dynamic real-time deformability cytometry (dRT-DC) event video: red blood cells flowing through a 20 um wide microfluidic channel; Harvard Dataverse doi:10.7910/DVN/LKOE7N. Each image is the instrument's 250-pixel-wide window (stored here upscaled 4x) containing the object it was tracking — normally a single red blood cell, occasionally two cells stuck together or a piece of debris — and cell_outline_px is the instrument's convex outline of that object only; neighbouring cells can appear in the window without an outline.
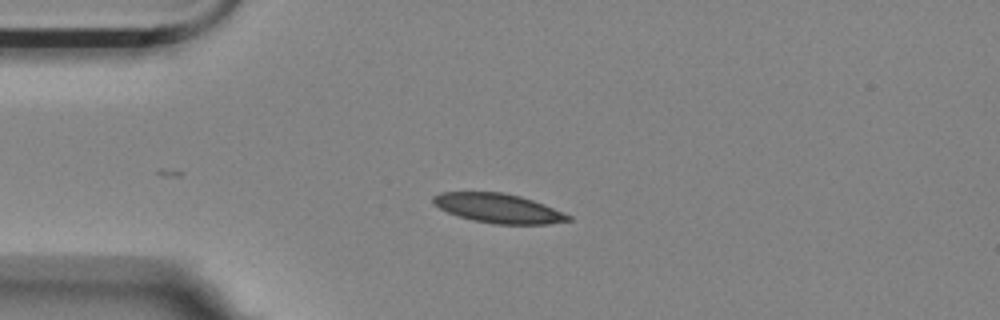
{"species": "Egyptian fruit bat (a non-hibernating species)", "species_latin": "Rousettus aegyptiacus", "temperature_condition": "room temperature", "stored_images_in_passage": 23, "camera_frame_rate_fps": 3000, "um_per_image_px": 0.085, "animal": {"sex": "female"}, "frame": {"image": 1, "passage_image": 1, "time_ms": 0.0, "image_size_px": [1000, 320], "cell_outline_px": [[572, 220], [548, 224], [492, 224], [472, 220], [456, 216], [432, 204], [432, 196], [440, 192], [504, 192], [520, 196], [544, 204], [572, 216]], "centroid_in_image_um": [42.33, 17.7], "position_along_channel_um": 42.7, "area_um2": 23.24}}
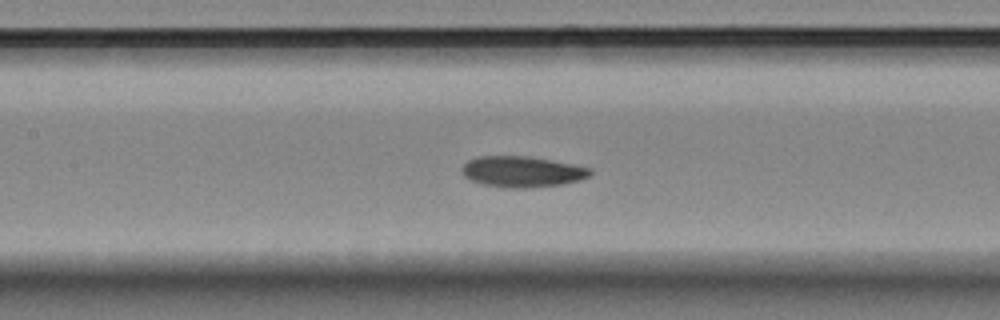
{"frame": {"image": 2, "passage_image": 13, "time_ms": 4.0, "image_size_px": [1000, 320], "cell_outline_px": [[592, 172], [588, 176], [580, 180], [564, 184], [524, 188], [504, 188], [484, 184], [472, 180], [464, 176], [460, 172], [460, 168], [468, 160], [476, 156], [528, 156], [572, 164], [592, 168]], "centroid_in_image_um": [44.35, 14.59], "position_along_channel_um": 163.0, "area_um2": 23.18}}
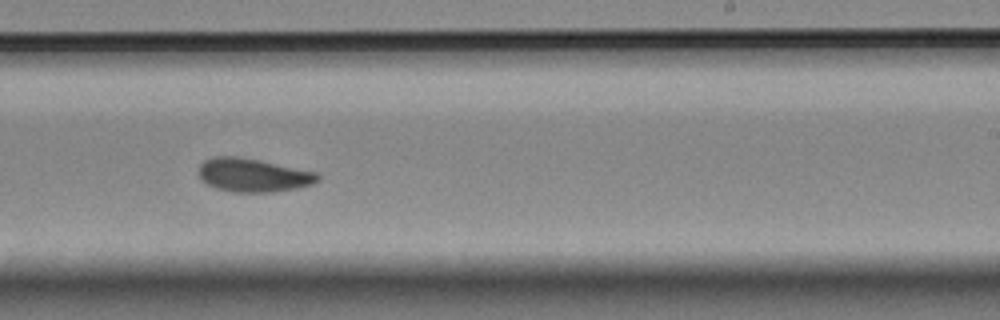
{"frame": {"image": 3, "passage_image": 22, "time_ms": 7.0, "image_size_px": [1000, 320], "cell_outline_px": [[320, 180], [312, 184], [296, 188], [272, 192], [236, 192], [216, 188], [200, 180], [196, 172], [200, 164], [204, 160], [212, 156], [236, 156], [260, 160], [320, 172]], "centroid_in_image_um": [21.51, 14.87], "position_along_channel_um": 267.5, "area_um2": 23.64}}